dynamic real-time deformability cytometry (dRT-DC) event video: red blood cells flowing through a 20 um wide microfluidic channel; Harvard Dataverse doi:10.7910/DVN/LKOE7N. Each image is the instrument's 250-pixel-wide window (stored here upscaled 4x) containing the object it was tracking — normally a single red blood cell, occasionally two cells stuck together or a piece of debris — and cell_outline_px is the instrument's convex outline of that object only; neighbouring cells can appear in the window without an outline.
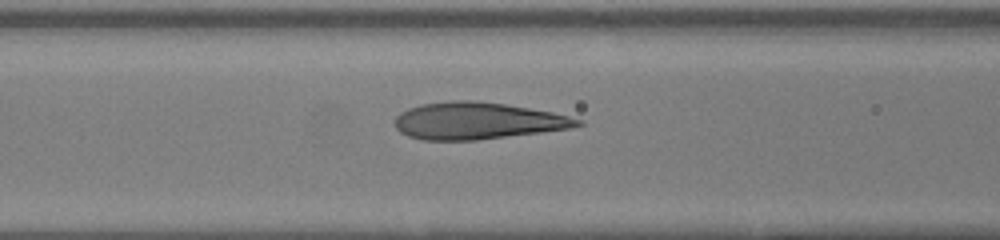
{"species": "human", "species_latin": "Homo sapiens", "temperature_condition": "warm", "stored_images_in_passage": 15, "camera_frame_rate_fps": 3000, "um_per_image_px": 0.085, "donor": {"sex": "female"}, "frame": {"image": 1, "passage_image": 13, "time_ms": 4.0, "image_size_px": [1000, 240], "cell_outline_px": [[584, 124], [572, 128], [476, 140], [424, 140], [408, 136], [400, 132], [396, 128], [396, 116], [400, 112], [408, 108], [420, 104], [448, 100], [476, 100], [504, 104], [552, 112], [584, 120]], "centroid_in_image_um": [40.57, 10.26], "position_along_channel_um": 126.0, "area_um2": 39.3}}